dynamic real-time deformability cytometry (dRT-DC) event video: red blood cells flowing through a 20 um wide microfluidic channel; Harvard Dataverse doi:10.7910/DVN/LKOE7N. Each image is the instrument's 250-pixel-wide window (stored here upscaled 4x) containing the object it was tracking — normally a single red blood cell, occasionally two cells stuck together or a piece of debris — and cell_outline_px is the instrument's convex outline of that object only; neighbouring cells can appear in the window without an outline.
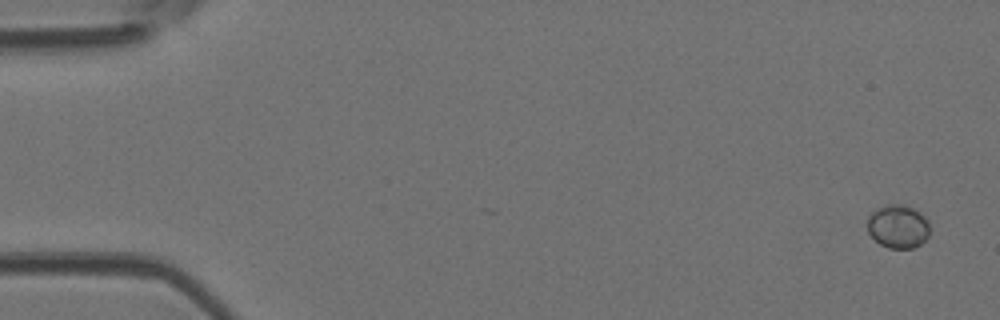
{"species": "Egyptian fruit bat (a non-hibernating species)", "species_latin": "Rousettus aegyptiacus", "temperature_condition": "room temperature", "stored_images_in_passage": 8, "camera_frame_rate_fps": 3000, "um_per_image_px": 0.085, "animal": {"sex": "female"}, "frame": {"image": 1, "passage_image": 1, "time_ms": 0.0, "image_size_px": [1000, 320], "cell_outline_px": [[928, 236], [920, 244], [912, 248], [888, 248], [880, 244], [868, 232], [868, 216], [876, 208], [888, 204], [900, 204], [912, 208], [920, 212], [928, 220]], "centroid_in_image_um": [76.32, 19.24], "position_along_channel_um": 8.7, "area_um2": 15.66}}
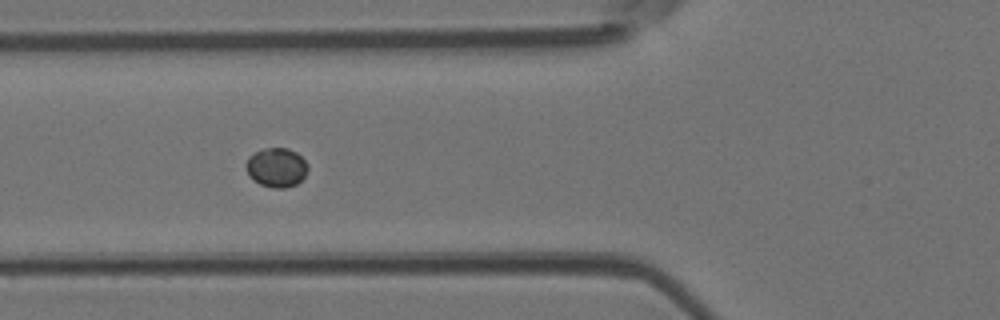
{"frame": {"image": 2, "passage_image": 6, "time_ms": 1.667, "image_size_px": [1000, 320], "cell_outline_px": [[308, 168], [304, 176], [296, 184], [284, 188], [272, 188], [260, 184], [252, 180], [248, 176], [244, 168], [244, 164], [248, 156], [264, 148], [288, 148], [296, 152], [308, 164]], "centroid_in_image_um": [23.45, 14.24], "position_along_channel_um": 102.4, "area_um2": 14.33}}
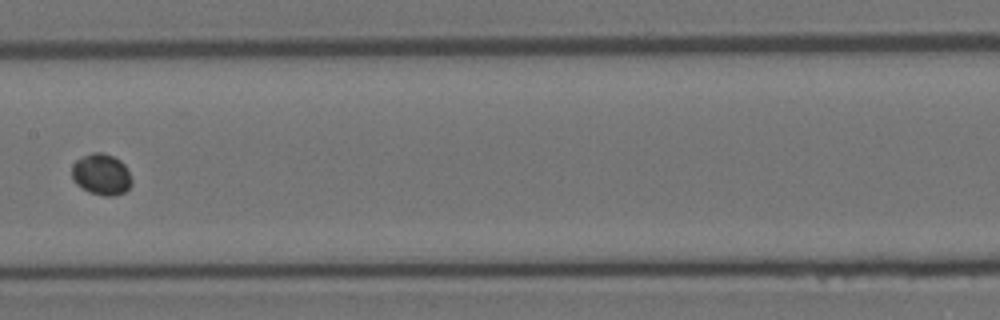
{"frame": {"image": 3, "passage_image": 8, "time_ms": 2.333, "image_size_px": [1000, 320], "cell_outline_px": [[132, 184], [124, 192], [112, 196], [104, 196], [88, 192], [76, 184], [72, 180], [72, 164], [76, 160], [92, 152], [104, 152], [120, 160], [128, 168], [132, 180]], "centroid_in_image_um": [8.62, 14.82], "position_along_channel_um": 198.8, "area_um2": 14.57}}